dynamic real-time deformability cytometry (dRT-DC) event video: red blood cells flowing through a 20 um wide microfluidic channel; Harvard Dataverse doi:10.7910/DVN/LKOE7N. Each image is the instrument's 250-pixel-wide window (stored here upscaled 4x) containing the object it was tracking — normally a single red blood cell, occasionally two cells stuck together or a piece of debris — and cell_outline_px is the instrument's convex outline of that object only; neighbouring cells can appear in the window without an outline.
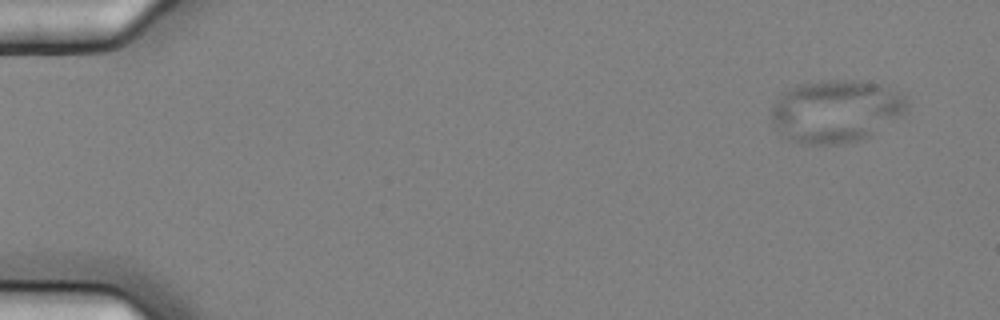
{"species": "common noctule bat (a hibernating species)", "species_latin": "Nyctalus noctula", "temperature_condition": "cold", "stored_images_in_passage": 4, "camera_frame_rate_fps": 3000, "um_per_image_px": 0.085, "animal": {"sex": "female", "body_mass_g": 25.1}, "frame": {"image": 1, "passage_image": 1, "time_ms": 0.0, "image_size_px": [1000, 320], "cell_outline_px": [[908, 108], [904, 112], [868, 136], [856, 140], [840, 144], [812, 144], [796, 140], [788, 136], [772, 120], [772, 108], [776, 100], [796, 84], [820, 80], [860, 80], [876, 84], [900, 92], [904, 96]], "centroid_in_image_um": [71.07, 9.4], "position_along_channel_um": 13.9, "area_um2": 48.09}}